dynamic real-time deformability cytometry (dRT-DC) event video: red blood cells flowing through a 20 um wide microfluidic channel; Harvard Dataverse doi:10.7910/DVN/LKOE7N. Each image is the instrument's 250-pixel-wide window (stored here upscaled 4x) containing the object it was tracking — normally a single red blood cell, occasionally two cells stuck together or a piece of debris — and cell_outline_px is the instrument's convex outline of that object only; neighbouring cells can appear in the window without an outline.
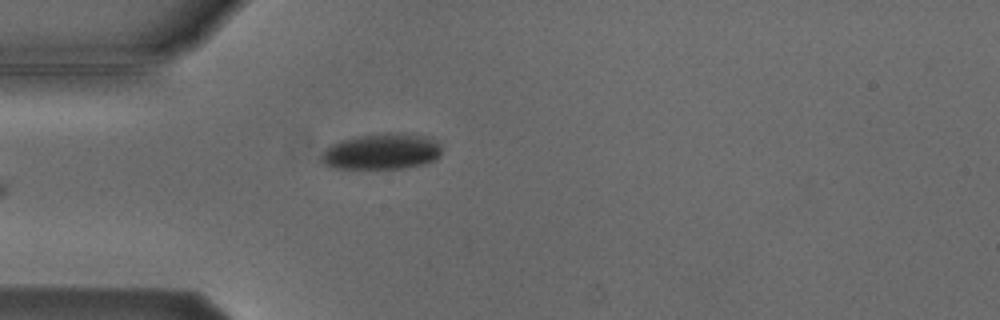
{"species": "Egyptian fruit bat (a non-hibernating species)", "species_latin": "Rousettus aegyptiacus", "temperature_condition": "cold", "stored_images_in_passage": 6, "camera_frame_rate_fps": 3000, "um_per_image_px": 0.085, "animal": {"sex": "male"}, "frame": {"image": 1, "passage_image": 6, "time_ms": 6.0, "image_size_px": [1000, 320], "cell_outline_px": [[440, 156], [424, 164], [404, 168], [332, 168], [324, 164], [320, 160], [320, 156], [324, 148], [328, 144], [340, 140], [360, 136], [388, 132], [400, 132], [432, 136], [440, 144]], "centroid_in_image_um": [32.43, 12.86], "position_along_channel_um": 52.6, "area_um2": 25.66}}